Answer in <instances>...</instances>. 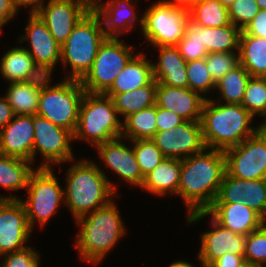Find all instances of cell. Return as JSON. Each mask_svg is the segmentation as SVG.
Segmentation results:
<instances>
[{"instance_id": "15", "label": "cell", "mask_w": 266, "mask_h": 267, "mask_svg": "<svg viewBox=\"0 0 266 267\" xmlns=\"http://www.w3.org/2000/svg\"><path fill=\"white\" fill-rule=\"evenodd\" d=\"M32 230L20 199H0V257L26 248Z\"/></svg>"}, {"instance_id": "16", "label": "cell", "mask_w": 266, "mask_h": 267, "mask_svg": "<svg viewBox=\"0 0 266 267\" xmlns=\"http://www.w3.org/2000/svg\"><path fill=\"white\" fill-rule=\"evenodd\" d=\"M209 215L218 224L244 236L260 228L266 222L256 211L249 208L245 202L212 203L206 211L188 214L187 222L192 224Z\"/></svg>"}, {"instance_id": "11", "label": "cell", "mask_w": 266, "mask_h": 267, "mask_svg": "<svg viewBox=\"0 0 266 267\" xmlns=\"http://www.w3.org/2000/svg\"><path fill=\"white\" fill-rule=\"evenodd\" d=\"M32 123L34 126L33 163L35 155L39 152L44 161L38 167L53 168L54 164L59 166L63 162H75L71 146V142L74 141L73 134L69 130L38 115H32Z\"/></svg>"}, {"instance_id": "43", "label": "cell", "mask_w": 266, "mask_h": 267, "mask_svg": "<svg viewBox=\"0 0 266 267\" xmlns=\"http://www.w3.org/2000/svg\"><path fill=\"white\" fill-rule=\"evenodd\" d=\"M179 49L180 55L186 62L192 60L203 59L208 52L200 40L189 30L184 37L176 45Z\"/></svg>"}, {"instance_id": "35", "label": "cell", "mask_w": 266, "mask_h": 267, "mask_svg": "<svg viewBox=\"0 0 266 267\" xmlns=\"http://www.w3.org/2000/svg\"><path fill=\"white\" fill-rule=\"evenodd\" d=\"M250 77L251 75L241 64L225 74L216 83L215 89L220 93L218 102L225 101L226 104H241Z\"/></svg>"}, {"instance_id": "5", "label": "cell", "mask_w": 266, "mask_h": 267, "mask_svg": "<svg viewBox=\"0 0 266 267\" xmlns=\"http://www.w3.org/2000/svg\"><path fill=\"white\" fill-rule=\"evenodd\" d=\"M113 100L105 94L85 92L80 104L79 118L73 140L99 144L122 136V121Z\"/></svg>"}, {"instance_id": "27", "label": "cell", "mask_w": 266, "mask_h": 267, "mask_svg": "<svg viewBox=\"0 0 266 267\" xmlns=\"http://www.w3.org/2000/svg\"><path fill=\"white\" fill-rule=\"evenodd\" d=\"M144 52L135 54L105 94H118L148 85L153 79L152 62Z\"/></svg>"}, {"instance_id": "55", "label": "cell", "mask_w": 266, "mask_h": 267, "mask_svg": "<svg viewBox=\"0 0 266 267\" xmlns=\"http://www.w3.org/2000/svg\"><path fill=\"white\" fill-rule=\"evenodd\" d=\"M266 85V72L260 77Z\"/></svg>"}, {"instance_id": "38", "label": "cell", "mask_w": 266, "mask_h": 267, "mask_svg": "<svg viewBox=\"0 0 266 267\" xmlns=\"http://www.w3.org/2000/svg\"><path fill=\"white\" fill-rule=\"evenodd\" d=\"M132 143V144H131ZM130 144L142 176L149 174L162 160L165 159L161 150L156 146L152 139L132 140Z\"/></svg>"}, {"instance_id": "4", "label": "cell", "mask_w": 266, "mask_h": 267, "mask_svg": "<svg viewBox=\"0 0 266 267\" xmlns=\"http://www.w3.org/2000/svg\"><path fill=\"white\" fill-rule=\"evenodd\" d=\"M115 201L76 220L79 225L75 246L83 261L98 265L118 240L126 234L124 222Z\"/></svg>"}, {"instance_id": "39", "label": "cell", "mask_w": 266, "mask_h": 267, "mask_svg": "<svg viewBox=\"0 0 266 267\" xmlns=\"http://www.w3.org/2000/svg\"><path fill=\"white\" fill-rule=\"evenodd\" d=\"M244 260L255 266L266 262V222L246 236Z\"/></svg>"}, {"instance_id": "6", "label": "cell", "mask_w": 266, "mask_h": 267, "mask_svg": "<svg viewBox=\"0 0 266 267\" xmlns=\"http://www.w3.org/2000/svg\"><path fill=\"white\" fill-rule=\"evenodd\" d=\"M106 38L99 16L91 9L61 45V62L71 70L66 79L81 80L87 74Z\"/></svg>"}, {"instance_id": "57", "label": "cell", "mask_w": 266, "mask_h": 267, "mask_svg": "<svg viewBox=\"0 0 266 267\" xmlns=\"http://www.w3.org/2000/svg\"><path fill=\"white\" fill-rule=\"evenodd\" d=\"M259 267H266V262H264L261 266Z\"/></svg>"}, {"instance_id": "2", "label": "cell", "mask_w": 266, "mask_h": 267, "mask_svg": "<svg viewBox=\"0 0 266 267\" xmlns=\"http://www.w3.org/2000/svg\"><path fill=\"white\" fill-rule=\"evenodd\" d=\"M64 205L74 220L107 205L117 197V188L106 172L92 160L80 159L66 172Z\"/></svg>"}, {"instance_id": "29", "label": "cell", "mask_w": 266, "mask_h": 267, "mask_svg": "<svg viewBox=\"0 0 266 267\" xmlns=\"http://www.w3.org/2000/svg\"><path fill=\"white\" fill-rule=\"evenodd\" d=\"M48 77L44 74L37 80L9 83L5 97L15 115L37 114L42 83Z\"/></svg>"}, {"instance_id": "36", "label": "cell", "mask_w": 266, "mask_h": 267, "mask_svg": "<svg viewBox=\"0 0 266 267\" xmlns=\"http://www.w3.org/2000/svg\"><path fill=\"white\" fill-rule=\"evenodd\" d=\"M188 88L208 99L207 93L216 90V83L212 79L206 66V60L198 59L187 62Z\"/></svg>"}, {"instance_id": "32", "label": "cell", "mask_w": 266, "mask_h": 267, "mask_svg": "<svg viewBox=\"0 0 266 267\" xmlns=\"http://www.w3.org/2000/svg\"><path fill=\"white\" fill-rule=\"evenodd\" d=\"M26 159L0 154V186L12 191L26 189L35 168Z\"/></svg>"}, {"instance_id": "1", "label": "cell", "mask_w": 266, "mask_h": 267, "mask_svg": "<svg viewBox=\"0 0 266 267\" xmlns=\"http://www.w3.org/2000/svg\"><path fill=\"white\" fill-rule=\"evenodd\" d=\"M226 173L224 152L205 148L182 160L178 196L185 202L187 213L206 211L217 198Z\"/></svg>"}, {"instance_id": "48", "label": "cell", "mask_w": 266, "mask_h": 267, "mask_svg": "<svg viewBox=\"0 0 266 267\" xmlns=\"http://www.w3.org/2000/svg\"><path fill=\"white\" fill-rule=\"evenodd\" d=\"M15 113L6 97H0V131L14 118Z\"/></svg>"}, {"instance_id": "47", "label": "cell", "mask_w": 266, "mask_h": 267, "mask_svg": "<svg viewBox=\"0 0 266 267\" xmlns=\"http://www.w3.org/2000/svg\"><path fill=\"white\" fill-rule=\"evenodd\" d=\"M18 10L13 0H0V31L8 21L15 18L14 16L18 14Z\"/></svg>"}, {"instance_id": "33", "label": "cell", "mask_w": 266, "mask_h": 267, "mask_svg": "<svg viewBox=\"0 0 266 267\" xmlns=\"http://www.w3.org/2000/svg\"><path fill=\"white\" fill-rule=\"evenodd\" d=\"M156 132V105L133 113L122 121L121 137L124 140L152 139Z\"/></svg>"}, {"instance_id": "8", "label": "cell", "mask_w": 266, "mask_h": 267, "mask_svg": "<svg viewBox=\"0 0 266 267\" xmlns=\"http://www.w3.org/2000/svg\"><path fill=\"white\" fill-rule=\"evenodd\" d=\"M27 185V200H22L13 195L1 196L0 199H20L23 203L30 227L35 228V223L45 226L54 215L61 202H64V189L60 186L54 168L35 167ZM36 221V222H35Z\"/></svg>"}, {"instance_id": "13", "label": "cell", "mask_w": 266, "mask_h": 267, "mask_svg": "<svg viewBox=\"0 0 266 267\" xmlns=\"http://www.w3.org/2000/svg\"><path fill=\"white\" fill-rule=\"evenodd\" d=\"M96 1L98 0H48L35 13L46 24L56 42L62 45Z\"/></svg>"}, {"instance_id": "46", "label": "cell", "mask_w": 266, "mask_h": 267, "mask_svg": "<svg viewBox=\"0 0 266 267\" xmlns=\"http://www.w3.org/2000/svg\"><path fill=\"white\" fill-rule=\"evenodd\" d=\"M245 263L244 255L226 253L215 260L209 267H242Z\"/></svg>"}, {"instance_id": "20", "label": "cell", "mask_w": 266, "mask_h": 267, "mask_svg": "<svg viewBox=\"0 0 266 267\" xmlns=\"http://www.w3.org/2000/svg\"><path fill=\"white\" fill-rule=\"evenodd\" d=\"M121 140L123 141L122 137L97 145L95 148L98 157L126 183L141 188L144 177L136 161L133 146L130 148Z\"/></svg>"}, {"instance_id": "42", "label": "cell", "mask_w": 266, "mask_h": 267, "mask_svg": "<svg viewBox=\"0 0 266 267\" xmlns=\"http://www.w3.org/2000/svg\"><path fill=\"white\" fill-rule=\"evenodd\" d=\"M40 259V254L34 248L27 246L1 256L0 267H40Z\"/></svg>"}, {"instance_id": "28", "label": "cell", "mask_w": 266, "mask_h": 267, "mask_svg": "<svg viewBox=\"0 0 266 267\" xmlns=\"http://www.w3.org/2000/svg\"><path fill=\"white\" fill-rule=\"evenodd\" d=\"M190 30L208 53L239 51L241 30L233 24L217 28L190 25Z\"/></svg>"}, {"instance_id": "24", "label": "cell", "mask_w": 266, "mask_h": 267, "mask_svg": "<svg viewBox=\"0 0 266 267\" xmlns=\"http://www.w3.org/2000/svg\"><path fill=\"white\" fill-rule=\"evenodd\" d=\"M157 63L152 62L153 77L157 83L171 87H188L187 62L176 46H160Z\"/></svg>"}, {"instance_id": "52", "label": "cell", "mask_w": 266, "mask_h": 267, "mask_svg": "<svg viewBox=\"0 0 266 267\" xmlns=\"http://www.w3.org/2000/svg\"><path fill=\"white\" fill-rule=\"evenodd\" d=\"M258 132L265 138L266 140V120L263 121V123H261L258 126Z\"/></svg>"}, {"instance_id": "25", "label": "cell", "mask_w": 266, "mask_h": 267, "mask_svg": "<svg viewBox=\"0 0 266 267\" xmlns=\"http://www.w3.org/2000/svg\"><path fill=\"white\" fill-rule=\"evenodd\" d=\"M0 71L8 83L37 80L44 75L22 46L12 47L4 53L0 59Z\"/></svg>"}, {"instance_id": "53", "label": "cell", "mask_w": 266, "mask_h": 267, "mask_svg": "<svg viewBox=\"0 0 266 267\" xmlns=\"http://www.w3.org/2000/svg\"><path fill=\"white\" fill-rule=\"evenodd\" d=\"M223 6L229 8L235 0H218Z\"/></svg>"}, {"instance_id": "51", "label": "cell", "mask_w": 266, "mask_h": 267, "mask_svg": "<svg viewBox=\"0 0 266 267\" xmlns=\"http://www.w3.org/2000/svg\"><path fill=\"white\" fill-rule=\"evenodd\" d=\"M168 267H195V266L188 261L179 260L172 262V264H170Z\"/></svg>"}, {"instance_id": "31", "label": "cell", "mask_w": 266, "mask_h": 267, "mask_svg": "<svg viewBox=\"0 0 266 267\" xmlns=\"http://www.w3.org/2000/svg\"><path fill=\"white\" fill-rule=\"evenodd\" d=\"M239 60L251 76L261 77L266 72V39L241 31Z\"/></svg>"}, {"instance_id": "30", "label": "cell", "mask_w": 266, "mask_h": 267, "mask_svg": "<svg viewBox=\"0 0 266 267\" xmlns=\"http://www.w3.org/2000/svg\"><path fill=\"white\" fill-rule=\"evenodd\" d=\"M157 81L153 79L148 85L123 93L105 94L112 98L116 111L123 120L142 109L156 105Z\"/></svg>"}, {"instance_id": "18", "label": "cell", "mask_w": 266, "mask_h": 267, "mask_svg": "<svg viewBox=\"0 0 266 267\" xmlns=\"http://www.w3.org/2000/svg\"><path fill=\"white\" fill-rule=\"evenodd\" d=\"M245 202L266 221V179L242 180L225 173L213 203Z\"/></svg>"}, {"instance_id": "37", "label": "cell", "mask_w": 266, "mask_h": 267, "mask_svg": "<svg viewBox=\"0 0 266 267\" xmlns=\"http://www.w3.org/2000/svg\"><path fill=\"white\" fill-rule=\"evenodd\" d=\"M241 105L253 116L266 120V85L260 77L251 76Z\"/></svg>"}, {"instance_id": "44", "label": "cell", "mask_w": 266, "mask_h": 267, "mask_svg": "<svg viewBox=\"0 0 266 267\" xmlns=\"http://www.w3.org/2000/svg\"><path fill=\"white\" fill-rule=\"evenodd\" d=\"M185 120L173 111H169L156 105L157 131L170 130L181 125Z\"/></svg>"}, {"instance_id": "19", "label": "cell", "mask_w": 266, "mask_h": 267, "mask_svg": "<svg viewBox=\"0 0 266 267\" xmlns=\"http://www.w3.org/2000/svg\"><path fill=\"white\" fill-rule=\"evenodd\" d=\"M210 220L213 229L201 234V248L197 255L201 267H209L226 253L244 255L246 236L232 232L213 218Z\"/></svg>"}, {"instance_id": "50", "label": "cell", "mask_w": 266, "mask_h": 267, "mask_svg": "<svg viewBox=\"0 0 266 267\" xmlns=\"http://www.w3.org/2000/svg\"><path fill=\"white\" fill-rule=\"evenodd\" d=\"M177 7L190 10L194 5H196L200 0H165Z\"/></svg>"}, {"instance_id": "23", "label": "cell", "mask_w": 266, "mask_h": 267, "mask_svg": "<svg viewBox=\"0 0 266 267\" xmlns=\"http://www.w3.org/2000/svg\"><path fill=\"white\" fill-rule=\"evenodd\" d=\"M199 93L188 87H171L157 83L156 105L173 111L185 121H200L205 102Z\"/></svg>"}, {"instance_id": "34", "label": "cell", "mask_w": 266, "mask_h": 267, "mask_svg": "<svg viewBox=\"0 0 266 267\" xmlns=\"http://www.w3.org/2000/svg\"><path fill=\"white\" fill-rule=\"evenodd\" d=\"M189 15L190 25L217 28L231 24L228 8L218 0H200Z\"/></svg>"}, {"instance_id": "10", "label": "cell", "mask_w": 266, "mask_h": 267, "mask_svg": "<svg viewBox=\"0 0 266 267\" xmlns=\"http://www.w3.org/2000/svg\"><path fill=\"white\" fill-rule=\"evenodd\" d=\"M134 47L127 46L119 38H106L99 46L91 69L80 80L86 92L105 94L135 55Z\"/></svg>"}, {"instance_id": "12", "label": "cell", "mask_w": 266, "mask_h": 267, "mask_svg": "<svg viewBox=\"0 0 266 267\" xmlns=\"http://www.w3.org/2000/svg\"><path fill=\"white\" fill-rule=\"evenodd\" d=\"M223 152L228 175L242 180L266 179V140L258 131Z\"/></svg>"}, {"instance_id": "41", "label": "cell", "mask_w": 266, "mask_h": 267, "mask_svg": "<svg viewBox=\"0 0 266 267\" xmlns=\"http://www.w3.org/2000/svg\"><path fill=\"white\" fill-rule=\"evenodd\" d=\"M259 11L256 0H235L228 8L231 24L241 31L250 24Z\"/></svg>"}, {"instance_id": "17", "label": "cell", "mask_w": 266, "mask_h": 267, "mask_svg": "<svg viewBox=\"0 0 266 267\" xmlns=\"http://www.w3.org/2000/svg\"><path fill=\"white\" fill-rule=\"evenodd\" d=\"M25 31L20 43L28 40L31 49L24 48L32 56L35 65L43 74L53 75L54 67L61 61V45L56 42L46 24L36 13H30Z\"/></svg>"}, {"instance_id": "3", "label": "cell", "mask_w": 266, "mask_h": 267, "mask_svg": "<svg viewBox=\"0 0 266 267\" xmlns=\"http://www.w3.org/2000/svg\"><path fill=\"white\" fill-rule=\"evenodd\" d=\"M216 103L208 98L202 107L200 122L206 148L224 151L258 131V126H250L254 117L241 104Z\"/></svg>"}, {"instance_id": "14", "label": "cell", "mask_w": 266, "mask_h": 267, "mask_svg": "<svg viewBox=\"0 0 266 267\" xmlns=\"http://www.w3.org/2000/svg\"><path fill=\"white\" fill-rule=\"evenodd\" d=\"M152 141L170 159L184 160L206 148L200 121H185L170 130L157 131Z\"/></svg>"}, {"instance_id": "26", "label": "cell", "mask_w": 266, "mask_h": 267, "mask_svg": "<svg viewBox=\"0 0 266 267\" xmlns=\"http://www.w3.org/2000/svg\"><path fill=\"white\" fill-rule=\"evenodd\" d=\"M182 160L165 158L144 177L142 189L157 195L178 196Z\"/></svg>"}, {"instance_id": "7", "label": "cell", "mask_w": 266, "mask_h": 267, "mask_svg": "<svg viewBox=\"0 0 266 267\" xmlns=\"http://www.w3.org/2000/svg\"><path fill=\"white\" fill-rule=\"evenodd\" d=\"M51 79L49 76L42 83L36 115L73 134L78 123L80 104L86 91L80 80L64 78L61 82L51 85Z\"/></svg>"}, {"instance_id": "21", "label": "cell", "mask_w": 266, "mask_h": 267, "mask_svg": "<svg viewBox=\"0 0 266 267\" xmlns=\"http://www.w3.org/2000/svg\"><path fill=\"white\" fill-rule=\"evenodd\" d=\"M138 0H108V2L96 1L92 5L93 11L99 16L104 33L107 38H119L123 33L131 32L135 21L139 20V26H143V16H137L133 2ZM103 18V19H101Z\"/></svg>"}, {"instance_id": "54", "label": "cell", "mask_w": 266, "mask_h": 267, "mask_svg": "<svg viewBox=\"0 0 266 267\" xmlns=\"http://www.w3.org/2000/svg\"><path fill=\"white\" fill-rule=\"evenodd\" d=\"M260 10H266V0H256Z\"/></svg>"}, {"instance_id": "40", "label": "cell", "mask_w": 266, "mask_h": 267, "mask_svg": "<svg viewBox=\"0 0 266 267\" xmlns=\"http://www.w3.org/2000/svg\"><path fill=\"white\" fill-rule=\"evenodd\" d=\"M205 60L208 72L215 83L240 64L239 51L208 53Z\"/></svg>"}, {"instance_id": "56", "label": "cell", "mask_w": 266, "mask_h": 267, "mask_svg": "<svg viewBox=\"0 0 266 267\" xmlns=\"http://www.w3.org/2000/svg\"><path fill=\"white\" fill-rule=\"evenodd\" d=\"M242 267H259V266H255V265H251V264H244Z\"/></svg>"}, {"instance_id": "49", "label": "cell", "mask_w": 266, "mask_h": 267, "mask_svg": "<svg viewBox=\"0 0 266 267\" xmlns=\"http://www.w3.org/2000/svg\"><path fill=\"white\" fill-rule=\"evenodd\" d=\"M45 2L43 0H13L14 5L20 10L21 7L31 8L30 13H35L40 5ZM31 6V7H30Z\"/></svg>"}, {"instance_id": "9", "label": "cell", "mask_w": 266, "mask_h": 267, "mask_svg": "<svg viewBox=\"0 0 266 267\" xmlns=\"http://www.w3.org/2000/svg\"><path fill=\"white\" fill-rule=\"evenodd\" d=\"M143 14L142 35L152 46H176L190 30L189 11L159 0Z\"/></svg>"}, {"instance_id": "22", "label": "cell", "mask_w": 266, "mask_h": 267, "mask_svg": "<svg viewBox=\"0 0 266 267\" xmlns=\"http://www.w3.org/2000/svg\"><path fill=\"white\" fill-rule=\"evenodd\" d=\"M32 115H15L0 131V154L33 162Z\"/></svg>"}, {"instance_id": "45", "label": "cell", "mask_w": 266, "mask_h": 267, "mask_svg": "<svg viewBox=\"0 0 266 267\" xmlns=\"http://www.w3.org/2000/svg\"><path fill=\"white\" fill-rule=\"evenodd\" d=\"M242 31L247 35L266 39V10H260L257 16Z\"/></svg>"}]
</instances>
